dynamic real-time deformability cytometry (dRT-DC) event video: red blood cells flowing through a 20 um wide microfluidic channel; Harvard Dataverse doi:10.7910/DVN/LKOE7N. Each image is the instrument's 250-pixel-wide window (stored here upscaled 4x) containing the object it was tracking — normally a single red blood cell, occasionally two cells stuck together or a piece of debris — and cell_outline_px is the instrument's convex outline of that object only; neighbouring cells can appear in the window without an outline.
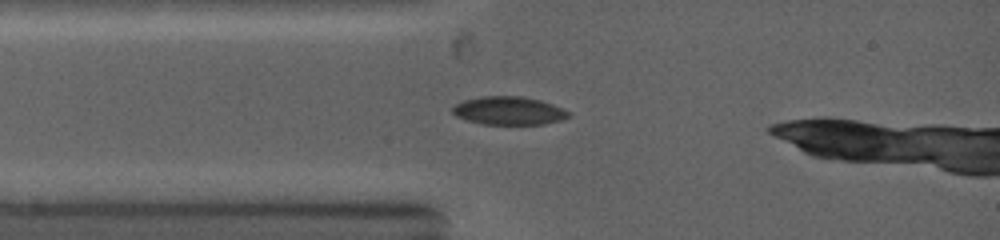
{"species": "common noctule bat (a hibernating species)", "species_latin": "Nyctalus noctula", "temperature_condition": "warm", "stored_images_in_passage": 39, "camera_frame_rate_fps": 5000, "um_per_image_px": 0.085, "animal": {"sex": "female", "body_mass_g": 19.0, "forearm_length_mm": 53.3}, "frame": {"image": 1, "passage_image": 6, "time_ms": 1.6, "image_size_px": [1000, 240], "cell_outline_px": [[572, 116], [560, 120], [544, 124], [480, 124], [456, 116], [452, 112], [452, 108], [456, 104], [464, 100], [480, 96], [524, 96], [540, 100], [552, 104], [572, 112]], "centroid_in_image_um": [43.28, 9.4], "position_along_channel_um": 41.7, "area_um2": 19.19}}